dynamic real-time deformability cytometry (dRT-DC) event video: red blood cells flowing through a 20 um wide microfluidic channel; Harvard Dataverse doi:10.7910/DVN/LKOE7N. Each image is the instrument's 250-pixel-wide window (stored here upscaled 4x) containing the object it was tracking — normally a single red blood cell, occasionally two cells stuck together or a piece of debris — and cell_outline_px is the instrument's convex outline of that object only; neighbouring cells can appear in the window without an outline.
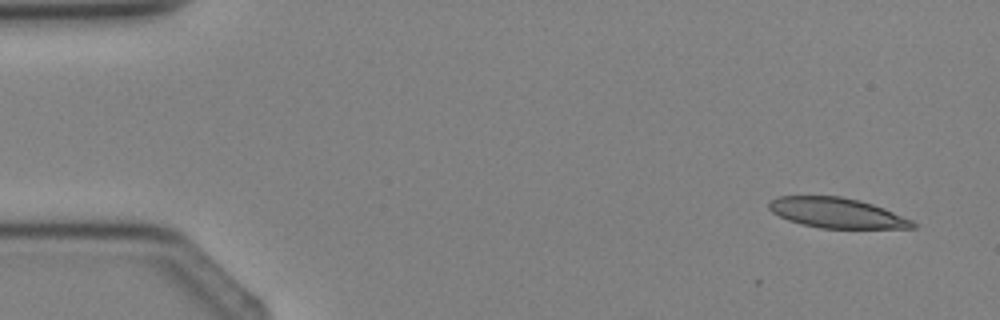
{"species": "Egyptian fruit bat (a non-hibernating species)", "species_latin": "Rousettus aegyptiacus", "temperature_condition": "cold", "stored_images_in_passage": 3, "camera_frame_rate_fps": 3000, "um_per_image_px": 0.085, "animal": {"sex": "female"}, "frame": {"image": 1, "passage_image": 1, "time_ms": 0.0, "image_size_px": [1000, 320], "cell_outline_px": [[916, 228], [820, 228], [800, 224], [788, 220], [772, 212], [768, 208], [768, 204], [772, 200], [780, 196], [840, 196], [860, 200], [884, 208], [912, 220], [916, 224]], "centroid_in_image_um": [71.13, 18.1], "position_along_channel_um": 13.9, "area_um2": 25.14}}